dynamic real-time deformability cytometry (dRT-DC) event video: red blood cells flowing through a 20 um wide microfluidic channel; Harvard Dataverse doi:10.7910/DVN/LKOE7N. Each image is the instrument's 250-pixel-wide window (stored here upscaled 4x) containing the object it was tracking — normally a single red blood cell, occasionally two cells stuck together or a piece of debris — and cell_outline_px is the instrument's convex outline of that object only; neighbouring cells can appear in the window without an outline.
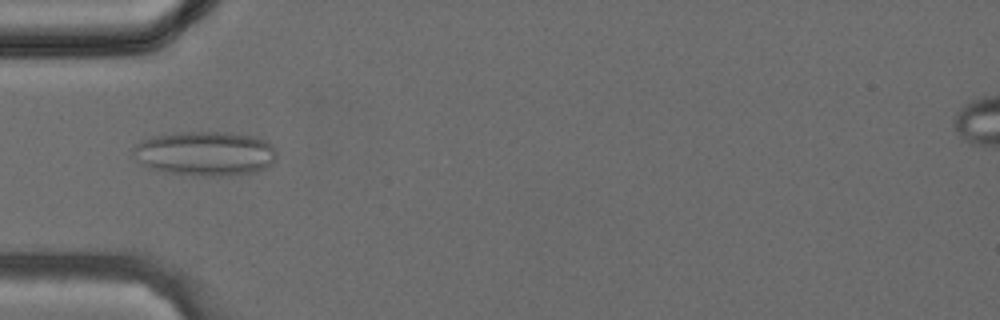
{"species": "common noctule bat (a hibernating species)", "species_latin": "Nyctalus noctula", "temperature_condition": "cold", "stored_images_in_passage": 39, "camera_frame_rate_fps": 3000, "um_per_image_px": 0.085, "animal": {"sex": "female", "body_mass_g": 24.6, "forearm_length_mm": 56.2}, "frame": {"image": 1, "passage_image": 12, "time_ms": 3.667, "image_size_px": [1000, 320], "cell_outline_px": [[276, 160], [272, 164], [256, 172], [228, 176], [200, 176], [168, 172], [152, 168], [136, 160], [132, 152], [132, 148], [140, 140], [152, 136], [180, 132], [228, 132], [256, 136], [272, 144], [276, 148]], "centroid_in_image_um": [17.47, 13.04], "position_along_channel_um": 67.5, "area_um2": 37.57}}